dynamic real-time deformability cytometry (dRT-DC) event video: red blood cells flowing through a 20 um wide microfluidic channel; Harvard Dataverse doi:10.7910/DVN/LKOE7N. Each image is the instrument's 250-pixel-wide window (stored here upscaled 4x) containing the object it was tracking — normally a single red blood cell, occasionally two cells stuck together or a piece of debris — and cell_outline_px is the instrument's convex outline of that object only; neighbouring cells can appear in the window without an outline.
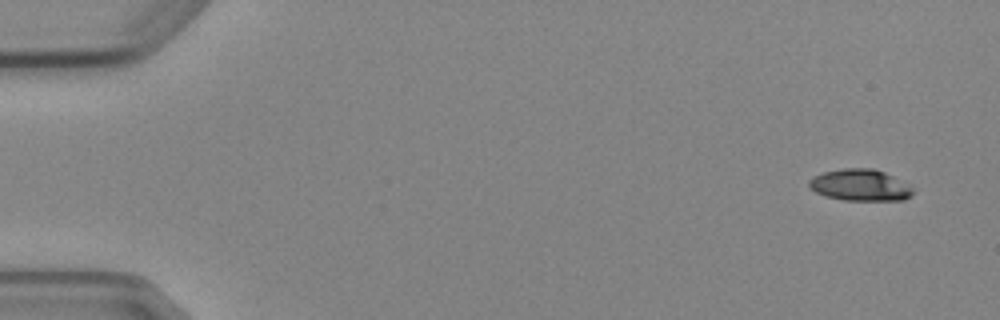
{"species": "Egyptian fruit bat (a non-hibernating species)", "species_latin": "Rousettus aegyptiacus", "temperature_condition": "cold", "stored_images_in_passage": 4, "camera_frame_rate_fps": 3000, "um_per_image_px": 0.085, "animal": {"sex": "female"}, "frame": {"image": 1, "passage_image": 1, "time_ms": 0.0, "image_size_px": [1000, 320], "cell_outline_px": [[916, 192], [912, 196], [904, 200], [844, 200], [824, 196], [808, 188], [808, 180], [824, 172], [844, 168], [872, 168], [884, 172], [908, 184]], "centroid_in_image_um": [73.12, 15.74], "position_along_channel_um": 11.9, "area_um2": 19.19}}
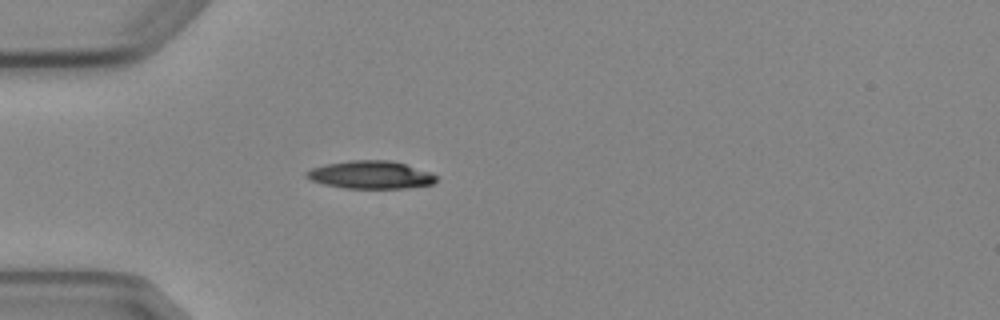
{"frame": {"image": 2, "passage_image": 4, "time_ms": 4.333, "image_size_px": [1000, 320], "cell_outline_px": [[436, 180], [432, 184], [408, 188], [344, 188], [324, 184], [312, 180], [304, 176], [304, 172], [312, 168], [324, 164], [348, 160], [388, 160], [404, 164], [432, 172], [436, 176]], "centroid_in_image_um": [31.48, 14.85], "position_along_channel_um": 53.5, "area_um2": 21.1}}